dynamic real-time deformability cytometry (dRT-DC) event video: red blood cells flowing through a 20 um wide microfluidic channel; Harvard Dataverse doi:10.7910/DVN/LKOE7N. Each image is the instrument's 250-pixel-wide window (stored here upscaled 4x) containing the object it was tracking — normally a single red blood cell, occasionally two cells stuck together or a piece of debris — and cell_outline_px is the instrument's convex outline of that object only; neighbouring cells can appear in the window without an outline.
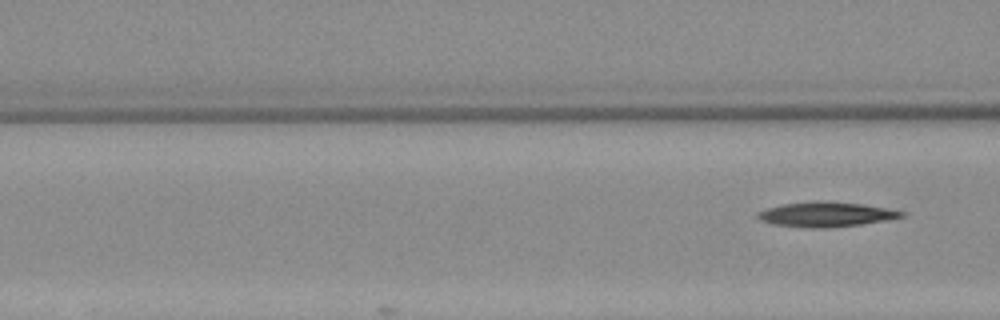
{"species": "Egyptian fruit bat (a non-hibernating species)", "species_latin": "Rousettus aegyptiacus", "temperature_condition": "warm", "stored_images_in_passage": 5, "camera_frame_rate_fps": 3000, "um_per_image_px": 0.085, "animal": {"sex": "female"}, "frame": {"image": 1, "passage_image": 5, "time_ms": 5.667, "image_size_px": [1000, 320], "cell_outline_px": [[904, 216], [884, 220], [860, 224], [828, 228], [804, 228], [776, 224], [760, 220], [756, 216], [760, 212], [768, 208], [784, 204], [864, 204], [904, 212]], "centroid_in_image_um": [70.21, 18.28], "position_along_channel_um": 96.4, "area_um2": 19.31}}